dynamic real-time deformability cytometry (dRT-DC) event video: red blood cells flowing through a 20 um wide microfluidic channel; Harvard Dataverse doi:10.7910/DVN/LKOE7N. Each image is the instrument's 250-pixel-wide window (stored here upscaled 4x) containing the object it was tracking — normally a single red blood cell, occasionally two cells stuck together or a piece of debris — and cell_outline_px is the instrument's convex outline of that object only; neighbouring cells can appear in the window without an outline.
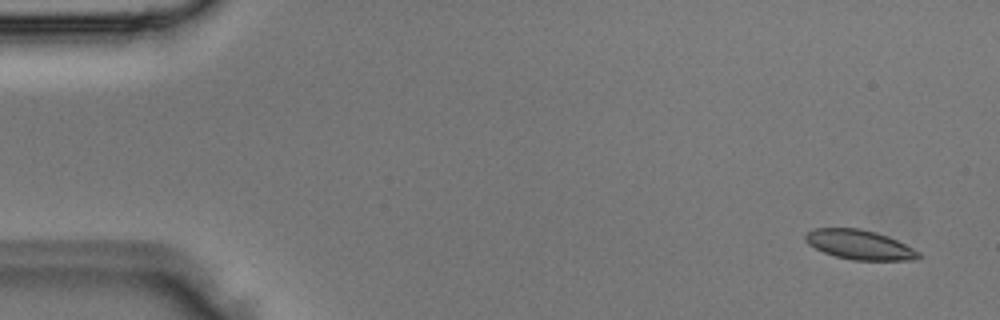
{"species": "Egyptian fruit bat (a non-hibernating species)", "species_latin": "Rousettus aegyptiacus", "temperature_condition": "room temperature", "stored_images_in_passage": 3, "camera_frame_rate_fps": 3000, "um_per_image_px": 0.085, "animal": {"sex": "male"}, "frame": {"image": 1, "passage_image": 1, "time_ms": 0.0, "image_size_px": [1000, 320], "cell_outline_px": [[920, 256], [916, 260], [852, 260], [836, 256], [824, 252], [808, 244], [804, 240], [804, 236], [808, 232], [816, 228], [860, 228], [876, 232], [888, 236], [920, 252]], "centroid_in_image_um": [73.05, 20.8], "position_along_channel_um": 11.9, "area_um2": 19.36}}